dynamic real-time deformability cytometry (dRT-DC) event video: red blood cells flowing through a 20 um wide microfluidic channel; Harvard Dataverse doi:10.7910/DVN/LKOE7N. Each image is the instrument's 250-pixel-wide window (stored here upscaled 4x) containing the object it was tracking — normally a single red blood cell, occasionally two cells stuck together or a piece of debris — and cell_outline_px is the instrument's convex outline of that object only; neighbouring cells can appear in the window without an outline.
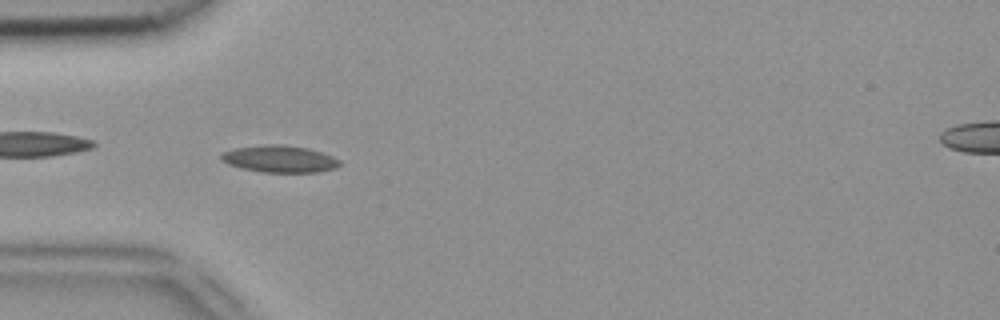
{"species": "common noctule bat (a hibernating species)", "species_latin": "Nyctalus noctula", "temperature_condition": "room temperature", "stored_images_in_passage": 51, "camera_frame_rate_fps": 3000, "um_per_image_px": 0.085, "animal": {"sex": "female", "body_mass_g": 18.4}, "frame": {"image": 1, "passage_image": 15, "time_ms": 4.667, "image_size_px": [1000, 320], "cell_outline_px": [[340, 164], [336, 168], [320, 172], [264, 172], [240, 168], [228, 164], [220, 160], [220, 152], [236, 148], [268, 144], [284, 144], [308, 148], [332, 156], [340, 160]], "centroid_in_image_um": [23.74, 13.51], "position_along_channel_um": 61.3, "area_um2": 18.73}}
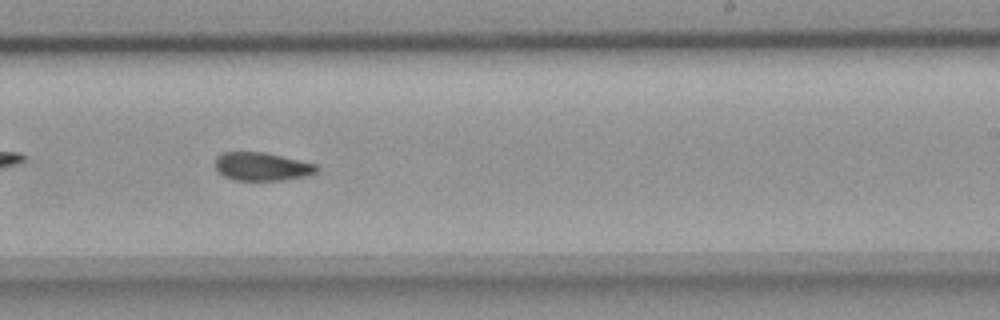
{"frame": {"image": 2, "passage_image": 31, "time_ms": 10.0, "image_size_px": [1000, 320], "cell_outline_px": [[320, 168], [316, 172], [308, 176], [284, 180], [236, 180], [224, 176], [216, 168], [216, 156], [220, 152], [264, 152], [316, 164]], "centroid_in_image_um": [22.28, 14.15], "position_along_channel_um": 266.7, "area_um2": 16.7}}
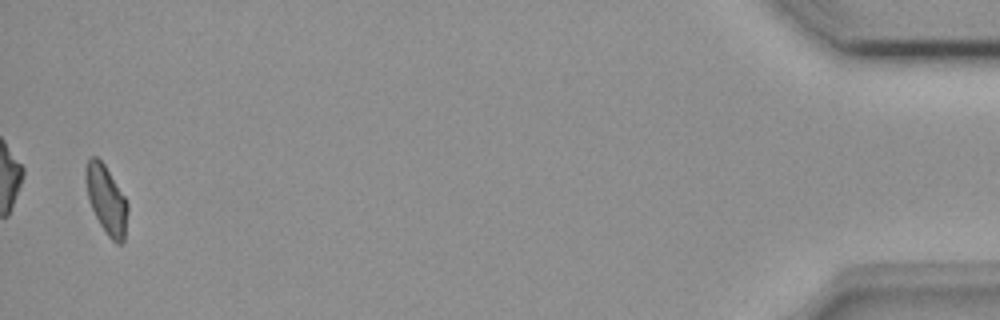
{"frame": {"image": 3, "passage_image": 50, "time_ms": 16.333, "image_size_px": [1000, 320], "cell_outline_px": [[128, 212], [124, 244], [116, 244], [108, 236], [100, 224], [88, 200], [84, 176], [88, 160], [92, 156], [96, 156], [104, 164], [124, 196], [128, 204]], "centroid_in_image_um": [9.05, 17.01], "position_along_channel_um": 426.2, "area_um2": 16.7}, "authors_computed_cell_mechanics": {"area_um2": 17.2244, "velocity_mm_per_s": 3.9023, "shape_relaxation_time_tau1_ms": null, "shape_relaxation_time_tau2_ms": 3.6416, "deformation_change_tau1": null, "deformation_change_tau2": 0.0977}}